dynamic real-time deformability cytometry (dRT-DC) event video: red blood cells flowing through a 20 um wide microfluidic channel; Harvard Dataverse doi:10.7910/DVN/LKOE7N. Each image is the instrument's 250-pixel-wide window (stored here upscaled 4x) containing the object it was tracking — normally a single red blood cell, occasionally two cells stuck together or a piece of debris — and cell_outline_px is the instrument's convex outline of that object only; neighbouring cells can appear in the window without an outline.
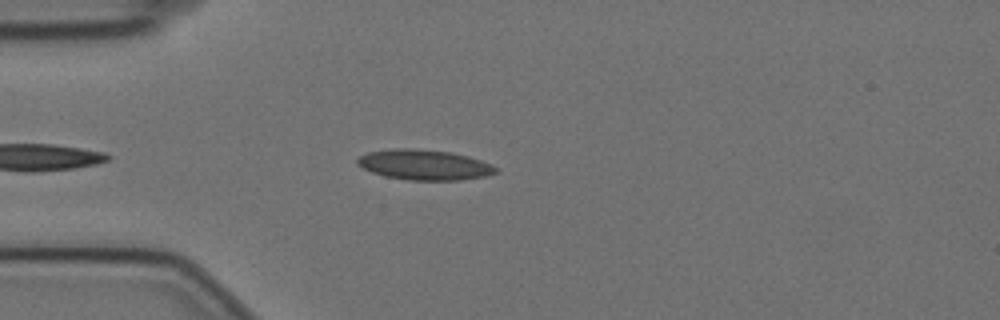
{"species": "Egyptian fruit bat (a non-hibernating species)", "species_latin": "Rousettus aegyptiacus", "temperature_condition": "cold", "stored_images_in_passage": 32, "camera_frame_rate_fps": 3000, "um_per_image_px": 0.085, "animal": {"sex": "female"}, "frame": {"image": 1, "passage_image": 6, "time_ms": 1.667, "image_size_px": [1000, 320], "cell_outline_px": [[500, 172], [484, 176], [460, 180], [408, 180], [384, 176], [372, 172], [356, 164], [356, 160], [360, 156], [368, 152], [396, 148], [412, 148], [452, 152], [468, 156], [492, 164], [500, 168]], "centroid_in_image_um": [36.1, 14.01], "position_along_channel_um": 48.9, "area_um2": 24.57}}
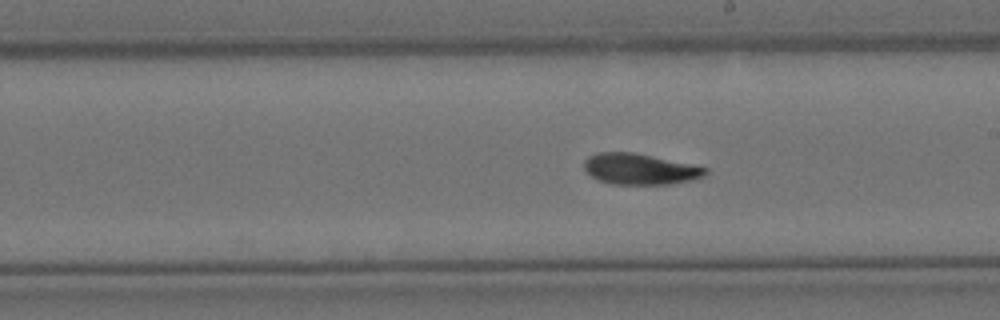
{"frame": {"image": 2, "passage_image": 19, "time_ms": 6.0, "image_size_px": [1000, 320], "cell_outline_px": [[708, 172], [704, 176], [692, 180], [668, 184], [612, 184], [600, 180], [592, 176], [584, 168], [584, 160], [588, 156], [596, 152], [632, 152], [708, 168]], "centroid_in_image_um": [54.37, 14.37], "position_along_channel_um": 234.6, "area_um2": 21.62}}
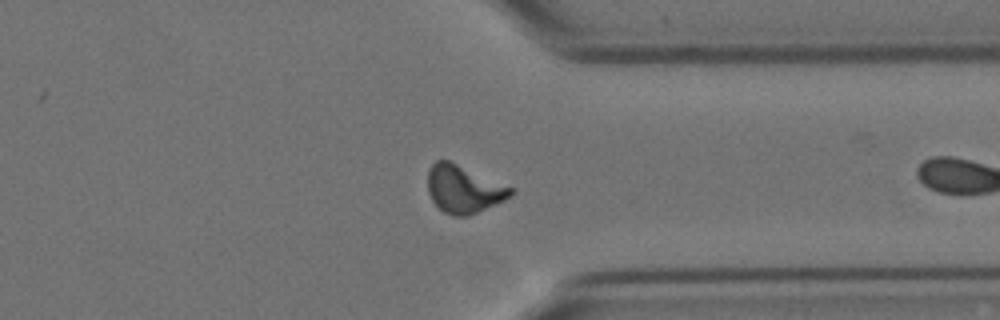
{"frame": {"image": 3, "passage_image": 31, "time_ms": 10.0, "image_size_px": [1000, 320], "cell_outline_px": [[512, 196], [504, 200], [468, 216], [456, 216], [444, 212], [432, 200], [428, 192], [428, 172], [432, 164], [436, 160], [448, 160], [512, 188]], "centroid_in_image_um": [39.38, 16.08], "position_along_channel_um": 372.0, "area_um2": 22.48}}